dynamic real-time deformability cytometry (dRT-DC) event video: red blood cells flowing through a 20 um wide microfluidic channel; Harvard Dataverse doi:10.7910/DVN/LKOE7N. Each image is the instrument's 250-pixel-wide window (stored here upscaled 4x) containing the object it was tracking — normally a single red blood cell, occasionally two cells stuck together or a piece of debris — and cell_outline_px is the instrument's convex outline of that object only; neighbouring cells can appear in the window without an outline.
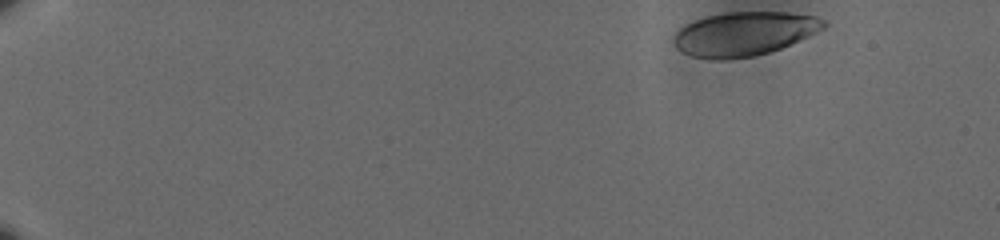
{"species": "human", "species_latin": "Homo sapiens", "temperature_condition": "cold", "stored_images_in_passage": 48, "camera_frame_rate_fps": 3000, "um_per_image_px": 0.085, "donor": {"sex": "male"}, "frame": {"image": 1, "passage_image": 1, "time_ms": 0.0, "image_size_px": [1000, 240], "cell_outline_px": [[828, 24], [824, 28], [808, 36], [780, 48], [768, 52], [752, 56], [720, 60], [716, 60], [692, 56], [680, 52], [676, 48], [672, 40], [672, 36], [680, 28], [696, 20], [708, 16], [724, 12], [788, 12], [816, 16], [824, 20]], "centroid_in_image_um": [63.23, 2.87], "position_along_channel_um": 21.8, "area_um2": 38.26}}
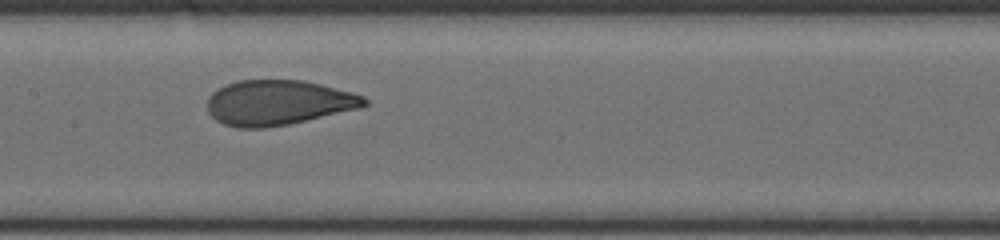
{"frame": {"image": 2, "passage_image": 27, "time_ms": 8.667, "image_size_px": [1000, 240], "cell_outline_px": [[368, 104], [360, 108], [288, 124], [264, 128], [236, 128], [224, 124], [216, 120], [208, 112], [208, 96], [212, 92], [236, 80], [304, 80], [352, 92], [364, 96], [368, 100]], "centroid_in_image_um": [23.64, 8.72], "position_along_channel_um": 183.8, "area_um2": 41.15}}
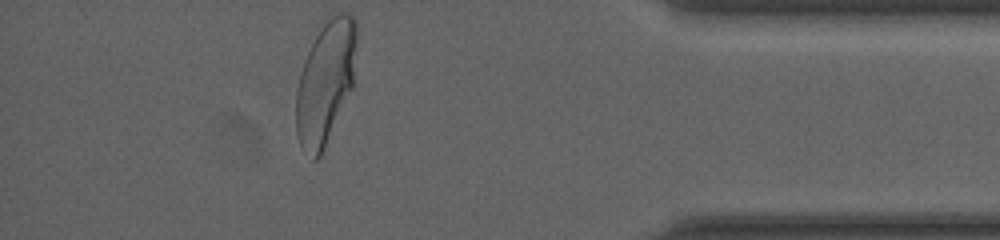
{"frame": {"image": 3, "passage_image": 48, "time_ms": 15.667, "image_size_px": [1000, 240], "cell_outline_px": [[356, 40], [352, 88], [324, 148], [320, 156], [316, 160], [312, 160], [300, 144], [296, 132], [296, 88], [300, 72], [304, 60], [324, 16], [340, 12], [348, 12], [352, 16], [356, 24]], "centroid_in_image_um": [27.64, 6.94], "position_along_channel_um": 407.6, "area_um2": 43.47}, "authors_computed_cell_mechanics": {"area_um2": 41.327, "velocity_mm_per_s": 3.6154, "shape_relaxation_time_tau1_ms": 5.5031, "shape_relaxation_time_tau2_ms": null, "deformation_change_tau1": 0.1954, "deformation_change_tau2": null}}